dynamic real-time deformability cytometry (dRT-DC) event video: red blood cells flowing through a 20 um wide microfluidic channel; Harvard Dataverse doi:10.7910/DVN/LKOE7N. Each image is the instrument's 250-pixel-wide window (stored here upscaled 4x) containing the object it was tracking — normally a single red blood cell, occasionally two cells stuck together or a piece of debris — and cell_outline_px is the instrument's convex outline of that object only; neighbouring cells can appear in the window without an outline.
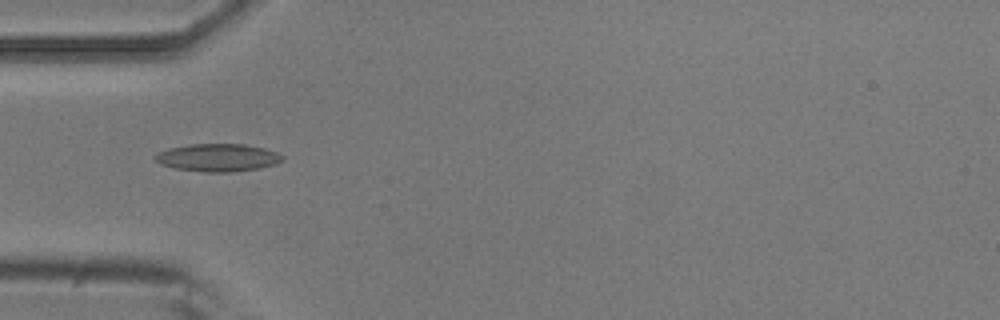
{"species": "common noctule bat (a hibernating species)", "species_latin": "Nyctalus noctula", "temperature_condition": "room temperature", "stored_images_in_passage": 3, "camera_frame_rate_fps": 3000, "um_per_image_px": 0.085, "animal": {"sex": "male", "body_mass_g": 20.5, "forearm_length_mm": 52.5}, "frame": {"image": 1, "passage_image": 3, "time_ms": 0.667, "image_size_px": [1000, 320], "cell_outline_px": [[284, 160], [276, 164], [260, 168], [232, 172], [204, 172], [176, 168], [160, 164], [156, 160], [156, 156], [160, 152], [172, 148], [188, 144], [244, 144], [264, 148], [276, 152], [284, 156]], "centroid_in_image_um": [18.58, 13.4], "position_along_channel_um": 66.4, "area_um2": 20.4}}